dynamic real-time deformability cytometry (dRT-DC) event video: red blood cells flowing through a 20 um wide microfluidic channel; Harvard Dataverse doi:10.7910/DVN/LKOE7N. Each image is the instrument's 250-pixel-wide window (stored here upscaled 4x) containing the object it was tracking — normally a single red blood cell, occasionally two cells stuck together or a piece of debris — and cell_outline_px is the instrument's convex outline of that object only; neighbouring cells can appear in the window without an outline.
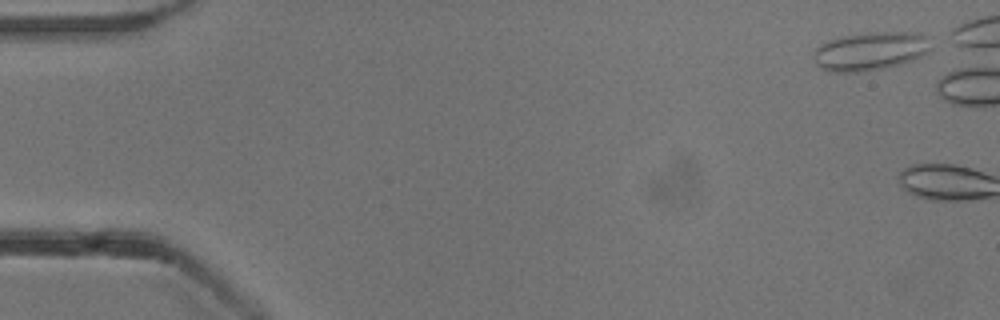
{"species": "common noctule bat (a hibernating species)", "species_latin": "Nyctalus noctula", "temperature_condition": "cold", "stored_images_in_passage": 3, "camera_frame_rate_fps": 3000, "um_per_image_px": 0.085, "animal": {"sex": "male", "body_mass_g": 13.3}, "frame": {"image": 1, "passage_image": 1, "time_ms": 0.0, "image_size_px": [1000, 320], "cell_outline_px": [[932, 48], [928, 52], [912, 60], [900, 64], [884, 68], [856, 72], [828, 72], [820, 68], [816, 64], [812, 56], [812, 52], [820, 44], [828, 40], [844, 36], [864, 32], [920, 32], [928, 36]], "centroid_in_image_um": [73.97, 4.34], "position_along_channel_um": 11.0, "area_um2": 26.7}}